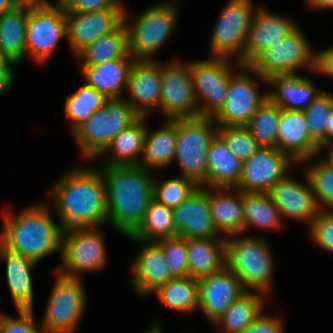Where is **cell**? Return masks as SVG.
Segmentation results:
<instances>
[{"label": "cell", "instance_id": "obj_56", "mask_svg": "<svg viewBox=\"0 0 333 333\" xmlns=\"http://www.w3.org/2000/svg\"><path fill=\"white\" fill-rule=\"evenodd\" d=\"M146 333H164V331L161 329L160 323L156 321Z\"/></svg>", "mask_w": 333, "mask_h": 333}, {"label": "cell", "instance_id": "obj_50", "mask_svg": "<svg viewBox=\"0 0 333 333\" xmlns=\"http://www.w3.org/2000/svg\"><path fill=\"white\" fill-rule=\"evenodd\" d=\"M317 54V72L333 77V47Z\"/></svg>", "mask_w": 333, "mask_h": 333}, {"label": "cell", "instance_id": "obj_8", "mask_svg": "<svg viewBox=\"0 0 333 333\" xmlns=\"http://www.w3.org/2000/svg\"><path fill=\"white\" fill-rule=\"evenodd\" d=\"M212 117L177 119V140L174 160L182 176L201 185L207 177L208 148L218 134Z\"/></svg>", "mask_w": 333, "mask_h": 333}, {"label": "cell", "instance_id": "obj_16", "mask_svg": "<svg viewBox=\"0 0 333 333\" xmlns=\"http://www.w3.org/2000/svg\"><path fill=\"white\" fill-rule=\"evenodd\" d=\"M244 73L230 76L225 103L212 117L218 126H245L268 98V92L260 93L251 75Z\"/></svg>", "mask_w": 333, "mask_h": 333}, {"label": "cell", "instance_id": "obj_36", "mask_svg": "<svg viewBox=\"0 0 333 333\" xmlns=\"http://www.w3.org/2000/svg\"><path fill=\"white\" fill-rule=\"evenodd\" d=\"M167 307L179 312L199 308V282L192 277H175L153 291Z\"/></svg>", "mask_w": 333, "mask_h": 333}, {"label": "cell", "instance_id": "obj_7", "mask_svg": "<svg viewBox=\"0 0 333 333\" xmlns=\"http://www.w3.org/2000/svg\"><path fill=\"white\" fill-rule=\"evenodd\" d=\"M318 54L313 52L303 32L298 26L283 40L261 52L248 66H242L246 72L258 75L267 83L276 75L296 74L303 66L317 71Z\"/></svg>", "mask_w": 333, "mask_h": 333}, {"label": "cell", "instance_id": "obj_30", "mask_svg": "<svg viewBox=\"0 0 333 333\" xmlns=\"http://www.w3.org/2000/svg\"><path fill=\"white\" fill-rule=\"evenodd\" d=\"M225 238H186L190 277L200 279L225 267Z\"/></svg>", "mask_w": 333, "mask_h": 333}, {"label": "cell", "instance_id": "obj_55", "mask_svg": "<svg viewBox=\"0 0 333 333\" xmlns=\"http://www.w3.org/2000/svg\"><path fill=\"white\" fill-rule=\"evenodd\" d=\"M14 7L12 0H0V15L12 10Z\"/></svg>", "mask_w": 333, "mask_h": 333}, {"label": "cell", "instance_id": "obj_41", "mask_svg": "<svg viewBox=\"0 0 333 333\" xmlns=\"http://www.w3.org/2000/svg\"><path fill=\"white\" fill-rule=\"evenodd\" d=\"M333 111V95L322 91L303 111L311 140L324 150L325 128L328 126V116Z\"/></svg>", "mask_w": 333, "mask_h": 333}, {"label": "cell", "instance_id": "obj_12", "mask_svg": "<svg viewBox=\"0 0 333 333\" xmlns=\"http://www.w3.org/2000/svg\"><path fill=\"white\" fill-rule=\"evenodd\" d=\"M160 109L171 120L199 117L189 62L161 65Z\"/></svg>", "mask_w": 333, "mask_h": 333}, {"label": "cell", "instance_id": "obj_54", "mask_svg": "<svg viewBox=\"0 0 333 333\" xmlns=\"http://www.w3.org/2000/svg\"><path fill=\"white\" fill-rule=\"evenodd\" d=\"M333 143V111L328 116V126L325 128V147Z\"/></svg>", "mask_w": 333, "mask_h": 333}, {"label": "cell", "instance_id": "obj_18", "mask_svg": "<svg viewBox=\"0 0 333 333\" xmlns=\"http://www.w3.org/2000/svg\"><path fill=\"white\" fill-rule=\"evenodd\" d=\"M125 8H108L88 13H66L68 44L75 55L99 36L116 30L124 22Z\"/></svg>", "mask_w": 333, "mask_h": 333}, {"label": "cell", "instance_id": "obj_49", "mask_svg": "<svg viewBox=\"0 0 333 333\" xmlns=\"http://www.w3.org/2000/svg\"><path fill=\"white\" fill-rule=\"evenodd\" d=\"M283 322L280 317L266 316L262 312L242 333H282Z\"/></svg>", "mask_w": 333, "mask_h": 333}, {"label": "cell", "instance_id": "obj_57", "mask_svg": "<svg viewBox=\"0 0 333 333\" xmlns=\"http://www.w3.org/2000/svg\"><path fill=\"white\" fill-rule=\"evenodd\" d=\"M328 147H324L328 150V157H327V160H329L332 164H333V143L332 144H328L327 145Z\"/></svg>", "mask_w": 333, "mask_h": 333}, {"label": "cell", "instance_id": "obj_28", "mask_svg": "<svg viewBox=\"0 0 333 333\" xmlns=\"http://www.w3.org/2000/svg\"><path fill=\"white\" fill-rule=\"evenodd\" d=\"M6 263V278L17 310H33V281L31 270L36 262L12 253L0 245V260Z\"/></svg>", "mask_w": 333, "mask_h": 333}, {"label": "cell", "instance_id": "obj_29", "mask_svg": "<svg viewBox=\"0 0 333 333\" xmlns=\"http://www.w3.org/2000/svg\"><path fill=\"white\" fill-rule=\"evenodd\" d=\"M133 57H123L101 64L81 67L86 84L104 94L108 99L123 98L120 92L126 89Z\"/></svg>", "mask_w": 333, "mask_h": 333}, {"label": "cell", "instance_id": "obj_6", "mask_svg": "<svg viewBox=\"0 0 333 333\" xmlns=\"http://www.w3.org/2000/svg\"><path fill=\"white\" fill-rule=\"evenodd\" d=\"M175 1H162L154 4L127 24L126 8L124 22L128 32V50L134 59L152 60L160 47L172 35L177 19Z\"/></svg>", "mask_w": 333, "mask_h": 333}, {"label": "cell", "instance_id": "obj_13", "mask_svg": "<svg viewBox=\"0 0 333 333\" xmlns=\"http://www.w3.org/2000/svg\"><path fill=\"white\" fill-rule=\"evenodd\" d=\"M26 50L39 64H45L66 33V12L59 4L28 9Z\"/></svg>", "mask_w": 333, "mask_h": 333}, {"label": "cell", "instance_id": "obj_1", "mask_svg": "<svg viewBox=\"0 0 333 333\" xmlns=\"http://www.w3.org/2000/svg\"><path fill=\"white\" fill-rule=\"evenodd\" d=\"M52 190L63 230L98 227L108 222L107 189L101 169H72Z\"/></svg>", "mask_w": 333, "mask_h": 333}, {"label": "cell", "instance_id": "obj_59", "mask_svg": "<svg viewBox=\"0 0 333 333\" xmlns=\"http://www.w3.org/2000/svg\"><path fill=\"white\" fill-rule=\"evenodd\" d=\"M66 0H59V1H57L55 4H59V5H62L64 2H65Z\"/></svg>", "mask_w": 333, "mask_h": 333}, {"label": "cell", "instance_id": "obj_33", "mask_svg": "<svg viewBox=\"0 0 333 333\" xmlns=\"http://www.w3.org/2000/svg\"><path fill=\"white\" fill-rule=\"evenodd\" d=\"M177 140V119H167L161 129L145 134L142 160L139 166L148 170L169 166L174 161Z\"/></svg>", "mask_w": 333, "mask_h": 333}, {"label": "cell", "instance_id": "obj_45", "mask_svg": "<svg viewBox=\"0 0 333 333\" xmlns=\"http://www.w3.org/2000/svg\"><path fill=\"white\" fill-rule=\"evenodd\" d=\"M157 242L162 247L171 274L174 277H189L186 238L175 236Z\"/></svg>", "mask_w": 333, "mask_h": 333}, {"label": "cell", "instance_id": "obj_3", "mask_svg": "<svg viewBox=\"0 0 333 333\" xmlns=\"http://www.w3.org/2000/svg\"><path fill=\"white\" fill-rule=\"evenodd\" d=\"M45 203L25 208L18 215L4 214L0 245L38 263L44 257L62 254L63 228L55 223Z\"/></svg>", "mask_w": 333, "mask_h": 333}, {"label": "cell", "instance_id": "obj_53", "mask_svg": "<svg viewBox=\"0 0 333 333\" xmlns=\"http://www.w3.org/2000/svg\"><path fill=\"white\" fill-rule=\"evenodd\" d=\"M315 9H333V0H306Z\"/></svg>", "mask_w": 333, "mask_h": 333}, {"label": "cell", "instance_id": "obj_22", "mask_svg": "<svg viewBox=\"0 0 333 333\" xmlns=\"http://www.w3.org/2000/svg\"><path fill=\"white\" fill-rule=\"evenodd\" d=\"M296 27L292 20L272 14L263 7H256L244 56L239 64L248 66L261 52L283 40Z\"/></svg>", "mask_w": 333, "mask_h": 333}, {"label": "cell", "instance_id": "obj_21", "mask_svg": "<svg viewBox=\"0 0 333 333\" xmlns=\"http://www.w3.org/2000/svg\"><path fill=\"white\" fill-rule=\"evenodd\" d=\"M289 178L287 175L266 193L279 209L283 219L287 217L306 221L310 226L322 210L307 178V185Z\"/></svg>", "mask_w": 333, "mask_h": 333}, {"label": "cell", "instance_id": "obj_4", "mask_svg": "<svg viewBox=\"0 0 333 333\" xmlns=\"http://www.w3.org/2000/svg\"><path fill=\"white\" fill-rule=\"evenodd\" d=\"M225 238V267L231 270L251 292L270 294L273 257L264 238ZM264 239V240H263ZM250 288V290L248 289Z\"/></svg>", "mask_w": 333, "mask_h": 333}, {"label": "cell", "instance_id": "obj_43", "mask_svg": "<svg viewBox=\"0 0 333 333\" xmlns=\"http://www.w3.org/2000/svg\"><path fill=\"white\" fill-rule=\"evenodd\" d=\"M305 177L321 210H333V164L327 159L312 163Z\"/></svg>", "mask_w": 333, "mask_h": 333}, {"label": "cell", "instance_id": "obj_17", "mask_svg": "<svg viewBox=\"0 0 333 333\" xmlns=\"http://www.w3.org/2000/svg\"><path fill=\"white\" fill-rule=\"evenodd\" d=\"M198 282L199 309L211 323L248 292L240 279L226 267L198 279Z\"/></svg>", "mask_w": 333, "mask_h": 333}, {"label": "cell", "instance_id": "obj_24", "mask_svg": "<svg viewBox=\"0 0 333 333\" xmlns=\"http://www.w3.org/2000/svg\"><path fill=\"white\" fill-rule=\"evenodd\" d=\"M277 148L296 163H307L321 154L320 148L311 140L303 111L281 109Z\"/></svg>", "mask_w": 333, "mask_h": 333}, {"label": "cell", "instance_id": "obj_35", "mask_svg": "<svg viewBox=\"0 0 333 333\" xmlns=\"http://www.w3.org/2000/svg\"><path fill=\"white\" fill-rule=\"evenodd\" d=\"M260 292L248 291L213 323L222 326L226 333H242L263 312L264 298Z\"/></svg>", "mask_w": 333, "mask_h": 333}, {"label": "cell", "instance_id": "obj_26", "mask_svg": "<svg viewBox=\"0 0 333 333\" xmlns=\"http://www.w3.org/2000/svg\"><path fill=\"white\" fill-rule=\"evenodd\" d=\"M242 167L243 161L231 152L224 140L217 134L208 148L207 177L200 186L236 188Z\"/></svg>", "mask_w": 333, "mask_h": 333}, {"label": "cell", "instance_id": "obj_27", "mask_svg": "<svg viewBox=\"0 0 333 333\" xmlns=\"http://www.w3.org/2000/svg\"><path fill=\"white\" fill-rule=\"evenodd\" d=\"M267 83L276 88L268 91V98L281 109L304 111L309 104L323 91L318 90L307 77L297 74L276 75Z\"/></svg>", "mask_w": 333, "mask_h": 333}, {"label": "cell", "instance_id": "obj_58", "mask_svg": "<svg viewBox=\"0 0 333 333\" xmlns=\"http://www.w3.org/2000/svg\"><path fill=\"white\" fill-rule=\"evenodd\" d=\"M6 59L3 57V55L0 52V64L4 63Z\"/></svg>", "mask_w": 333, "mask_h": 333}, {"label": "cell", "instance_id": "obj_20", "mask_svg": "<svg viewBox=\"0 0 333 333\" xmlns=\"http://www.w3.org/2000/svg\"><path fill=\"white\" fill-rule=\"evenodd\" d=\"M161 64L147 59H134L126 84L130 100L124 99L141 117H147L149 108H159Z\"/></svg>", "mask_w": 333, "mask_h": 333}, {"label": "cell", "instance_id": "obj_38", "mask_svg": "<svg viewBox=\"0 0 333 333\" xmlns=\"http://www.w3.org/2000/svg\"><path fill=\"white\" fill-rule=\"evenodd\" d=\"M244 231L248 227L280 228L283 218L267 193L243 192Z\"/></svg>", "mask_w": 333, "mask_h": 333}, {"label": "cell", "instance_id": "obj_5", "mask_svg": "<svg viewBox=\"0 0 333 333\" xmlns=\"http://www.w3.org/2000/svg\"><path fill=\"white\" fill-rule=\"evenodd\" d=\"M141 116L124 101L108 99L73 133L81 154L85 158H97L122 131L130 127Z\"/></svg>", "mask_w": 333, "mask_h": 333}, {"label": "cell", "instance_id": "obj_15", "mask_svg": "<svg viewBox=\"0 0 333 333\" xmlns=\"http://www.w3.org/2000/svg\"><path fill=\"white\" fill-rule=\"evenodd\" d=\"M295 161L278 148L260 147L243 161L239 183L235 189L245 193H266L283 180Z\"/></svg>", "mask_w": 333, "mask_h": 333}, {"label": "cell", "instance_id": "obj_23", "mask_svg": "<svg viewBox=\"0 0 333 333\" xmlns=\"http://www.w3.org/2000/svg\"><path fill=\"white\" fill-rule=\"evenodd\" d=\"M132 240L143 244L133 264L132 284L138 294L146 296L175 277L171 274L162 247L157 241Z\"/></svg>", "mask_w": 333, "mask_h": 333}, {"label": "cell", "instance_id": "obj_2", "mask_svg": "<svg viewBox=\"0 0 333 333\" xmlns=\"http://www.w3.org/2000/svg\"><path fill=\"white\" fill-rule=\"evenodd\" d=\"M107 189V220L125 237L143 223L153 198L154 172L139 165L102 166Z\"/></svg>", "mask_w": 333, "mask_h": 333}, {"label": "cell", "instance_id": "obj_48", "mask_svg": "<svg viewBox=\"0 0 333 333\" xmlns=\"http://www.w3.org/2000/svg\"><path fill=\"white\" fill-rule=\"evenodd\" d=\"M62 6L66 13H88L108 8H125L121 0H66Z\"/></svg>", "mask_w": 333, "mask_h": 333}, {"label": "cell", "instance_id": "obj_40", "mask_svg": "<svg viewBox=\"0 0 333 333\" xmlns=\"http://www.w3.org/2000/svg\"><path fill=\"white\" fill-rule=\"evenodd\" d=\"M280 111L281 108L267 98L245 125L260 147L277 148Z\"/></svg>", "mask_w": 333, "mask_h": 333}, {"label": "cell", "instance_id": "obj_39", "mask_svg": "<svg viewBox=\"0 0 333 333\" xmlns=\"http://www.w3.org/2000/svg\"><path fill=\"white\" fill-rule=\"evenodd\" d=\"M108 101V98L92 86L82 85L79 90L68 96L65 101V116L70 119L74 132L94 112L98 111Z\"/></svg>", "mask_w": 333, "mask_h": 333}, {"label": "cell", "instance_id": "obj_25", "mask_svg": "<svg viewBox=\"0 0 333 333\" xmlns=\"http://www.w3.org/2000/svg\"><path fill=\"white\" fill-rule=\"evenodd\" d=\"M232 190H236L237 195L231 194ZM209 207L213 224L219 233L231 237L244 232L242 191L235 188H209Z\"/></svg>", "mask_w": 333, "mask_h": 333}, {"label": "cell", "instance_id": "obj_19", "mask_svg": "<svg viewBox=\"0 0 333 333\" xmlns=\"http://www.w3.org/2000/svg\"><path fill=\"white\" fill-rule=\"evenodd\" d=\"M178 236L193 239L221 238L215 228L209 207V188L200 186L184 202L173 209Z\"/></svg>", "mask_w": 333, "mask_h": 333}, {"label": "cell", "instance_id": "obj_31", "mask_svg": "<svg viewBox=\"0 0 333 333\" xmlns=\"http://www.w3.org/2000/svg\"><path fill=\"white\" fill-rule=\"evenodd\" d=\"M146 117H140L130 127L119 133L106 149L98 156H106L112 152V158L104 160L102 166L140 165L143 154L144 139L147 128L144 124ZM141 157V160H140Z\"/></svg>", "mask_w": 333, "mask_h": 333}, {"label": "cell", "instance_id": "obj_10", "mask_svg": "<svg viewBox=\"0 0 333 333\" xmlns=\"http://www.w3.org/2000/svg\"><path fill=\"white\" fill-rule=\"evenodd\" d=\"M256 9L251 0H230L224 7L211 37L213 57H223L230 60L236 55V65L244 56L249 29Z\"/></svg>", "mask_w": 333, "mask_h": 333}, {"label": "cell", "instance_id": "obj_47", "mask_svg": "<svg viewBox=\"0 0 333 333\" xmlns=\"http://www.w3.org/2000/svg\"><path fill=\"white\" fill-rule=\"evenodd\" d=\"M309 229L312 240L319 247L333 253V210H322Z\"/></svg>", "mask_w": 333, "mask_h": 333}, {"label": "cell", "instance_id": "obj_11", "mask_svg": "<svg viewBox=\"0 0 333 333\" xmlns=\"http://www.w3.org/2000/svg\"><path fill=\"white\" fill-rule=\"evenodd\" d=\"M41 325L47 333H74L86 303L81 278H69L57 272Z\"/></svg>", "mask_w": 333, "mask_h": 333}, {"label": "cell", "instance_id": "obj_32", "mask_svg": "<svg viewBox=\"0 0 333 333\" xmlns=\"http://www.w3.org/2000/svg\"><path fill=\"white\" fill-rule=\"evenodd\" d=\"M28 9L14 7L0 15V52L15 64L23 60L26 50Z\"/></svg>", "mask_w": 333, "mask_h": 333}, {"label": "cell", "instance_id": "obj_46", "mask_svg": "<svg viewBox=\"0 0 333 333\" xmlns=\"http://www.w3.org/2000/svg\"><path fill=\"white\" fill-rule=\"evenodd\" d=\"M33 311L18 309V318L16 319L2 313L0 316V333H47L42 325L40 328L35 323Z\"/></svg>", "mask_w": 333, "mask_h": 333}, {"label": "cell", "instance_id": "obj_37", "mask_svg": "<svg viewBox=\"0 0 333 333\" xmlns=\"http://www.w3.org/2000/svg\"><path fill=\"white\" fill-rule=\"evenodd\" d=\"M178 236L173 220V209L153 199L141 226L128 238L157 241Z\"/></svg>", "mask_w": 333, "mask_h": 333}, {"label": "cell", "instance_id": "obj_44", "mask_svg": "<svg viewBox=\"0 0 333 333\" xmlns=\"http://www.w3.org/2000/svg\"><path fill=\"white\" fill-rule=\"evenodd\" d=\"M218 135L231 152L242 161L250 158L260 148L246 126H218Z\"/></svg>", "mask_w": 333, "mask_h": 333}, {"label": "cell", "instance_id": "obj_9", "mask_svg": "<svg viewBox=\"0 0 333 333\" xmlns=\"http://www.w3.org/2000/svg\"><path fill=\"white\" fill-rule=\"evenodd\" d=\"M97 227L64 230L62 235V265L57 268L60 275L80 279L86 271H99L107 260L102 232Z\"/></svg>", "mask_w": 333, "mask_h": 333}, {"label": "cell", "instance_id": "obj_34", "mask_svg": "<svg viewBox=\"0 0 333 333\" xmlns=\"http://www.w3.org/2000/svg\"><path fill=\"white\" fill-rule=\"evenodd\" d=\"M83 59L81 67L101 64L123 57H132L128 50V32L123 22L116 30L99 36L76 54Z\"/></svg>", "mask_w": 333, "mask_h": 333}, {"label": "cell", "instance_id": "obj_42", "mask_svg": "<svg viewBox=\"0 0 333 333\" xmlns=\"http://www.w3.org/2000/svg\"><path fill=\"white\" fill-rule=\"evenodd\" d=\"M200 185L189 177L170 178L158 181L154 178L153 198L168 208L174 209L184 202Z\"/></svg>", "mask_w": 333, "mask_h": 333}, {"label": "cell", "instance_id": "obj_51", "mask_svg": "<svg viewBox=\"0 0 333 333\" xmlns=\"http://www.w3.org/2000/svg\"><path fill=\"white\" fill-rule=\"evenodd\" d=\"M14 64L15 63L7 60L0 64V94L11 87L14 82Z\"/></svg>", "mask_w": 333, "mask_h": 333}, {"label": "cell", "instance_id": "obj_52", "mask_svg": "<svg viewBox=\"0 0 333 333\" xmlns=\"http://www.w3.org/2000/svg\"><path fill=\"white\" fill-rule=\"evenodd\" d=\"M12 2L15 7L27 9L41 8L51 4L48 0H12Z\"/></svg>", "mask_w": 333, "mask_h": 333}, {"label": "cell", "instance_id": "obj_14", "mask_svg": "<svg viewBox=\"0 0 333 333\" xmlns=\"http://www.w3.org/2000/svg\"><path fill=\"white\" fill-rule=\"evenodd\" d=\"M228 58L211 57L190 62L192 84L199 117H213L224 105L230 76L234 73ZM206 102L200 105V99Z\"/></svg>", "mask_w": 333, "mask_h": 333}]
</instances>
